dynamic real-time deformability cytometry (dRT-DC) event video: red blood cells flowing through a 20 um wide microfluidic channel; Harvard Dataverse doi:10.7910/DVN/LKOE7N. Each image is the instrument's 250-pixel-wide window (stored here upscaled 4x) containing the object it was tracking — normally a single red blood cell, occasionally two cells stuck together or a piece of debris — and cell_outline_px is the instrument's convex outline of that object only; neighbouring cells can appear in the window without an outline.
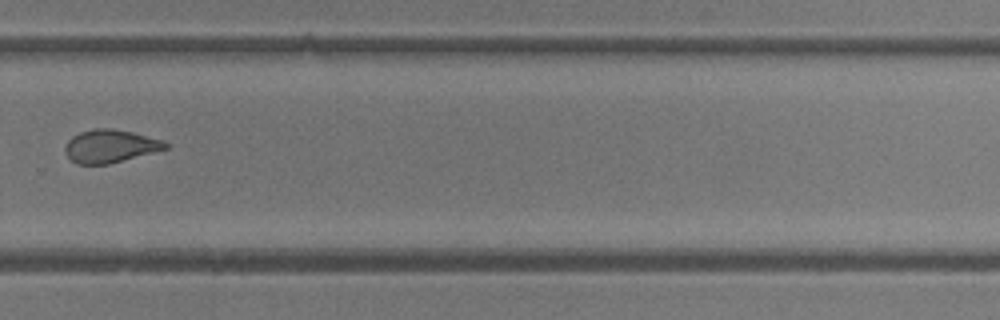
{"species": "common noctule bat (a hibernating species)", "species_latin": "Nyctalus noctula", "temperature_condition": "room temperature", "stored_images_in_passage": 40, "camera_frame_rate_fps": 3000, "um_per_image_px": 0.085, "animal": {"sex": "female"}, "frame": {"image": 1, "passage_image": 29, "time_ms": 9.333, "image_size_px": [1000, 320], "cell_outline_px": [[168, 148], [108, 164], [76, 164], [64, 152], [64, 148], [68, 140], [72, 136], [80, 132], [96, 128], [112, 128], [132, 132], [160, 140], [168, 144]], "centroid_in_image_um": [9.31, 12.42], "position_along_channel_um": 320.5, "area_um2": 19.02}}